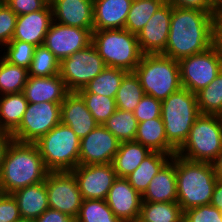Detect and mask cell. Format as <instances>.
<instances>
[{
  "instance_id": "1",
  "label": "cell",
  "mask_w": 222,
  "mask_h": 222,
  "mask_svg": "<svg viewBox=\"0 0 222 222\" xmlns=\"http://www.w3.org/2000/svg\"><path fill=\"white\" fill-rule=\"evenodd\" d=\"M214 13L172 6L165 56L179 61L214 45Z\"/></svg>"
},
{
  "instance_id": "2",
  "label": "cell",
  "mask_w": 222,
  "mask_h": 222,
  "mask_svg": "<svg viewBox=\"0 0 222 222\" xmlns=\"http://www.w3.org/2000/svg\"><path fill=\"white\" fill-rule=\"evenodd\" d=\"M48 170L35 143L11 140L0 169V193L14 191L45 181Z\"/></svg>"
},
{
  "instance_id": "3",
  "label": "cell",
  "mask_w": 222,
  "mask_h": 222,
  "mask_svg": "<svg viewBox=\"0 0 222 222\" xmlns=\"http://www.w3.org/2000/svg\"><path fill=\"white\" fill-rule=\"evenodd\" d=\"M177 202L182 211L209 205L217 178L209 162L191 161L175 154Z\"/></svg>"
},
{
  "instance_id": "4",
  "label": "cell",
  "mask_w": 222,
  "mask_h": 222,
  "mask_svg": "<svg viewBox=\"0 0 222 222\" xmlns=\"http://www.w3.org/2000/svg\"><path fill=\"white\" fill-rule=\"evenodd\" d=\"M201 115L197 95L181 87L161 101V119L168 143L178 151L187 140L191 127Z\"/></svg>"
},
{
  "instance_id": "5",
  "label": "cell",
  "mask_w": 222,
  "mask_h": 222,
  "mask_svg": "<svg viewBox=\"0 0 222 222\" xmlns=\"http://www.w3.org/2000/svg\"><path fill=\"white\" fill-rule=\"evenodd\" d=\"M134 73L144 93L160 101L182 87L179 62L163 54H143Z\"/></svg>"
},
{
  "instance_id": "6",
  "label": "cell",
  "mask_w": 222,
  "mask_h": 222,
  "mask_svg": "<svg viewBox=\"0 0 222 222\" xmlns=\"http://www.w3.org/2000/svg\"><path fill=\"white\" fill-rule=\"evenodd\" d=\"M92 44L106 66L127 72H134L143 55L137 35L126 29L94 30Z\"/></svg>"
},
{
  "instance_id": "7",
  "label": "cell",
  "mask_w": 222,
  "mask_h": 222,
  "mask_svg": "<svg viewBox=\"0 0 222 222\" xmlns=\"http://www.w3.org/2000/svg\"><path fill=\"white\" fill-rule=\"evenodd\" d=\"M35 144L49 172L72 171L79 165L80 138L62 122Z\"/></svg>"
},
{
  "instance_id": "8",
  "label": "cell",
  "mask_w": 222,
  "mask_h": 222,
  "mask_svg": "<svg viewBox=\"0 0 222 222\" xmlns=\"http://www.w3.org/2000/svg\"><path fill=\"white\" fill-rule=\"evenodd\" d=\"M221 152V116L201 114L195 120L187 140L176 154L191 161L211 163Z\"/></svg>"
},
{
  "instance_id": "9",
  "label": "cell",
  "mask_w": 222,
  "mask_h": 222,
  "mask_svg": "<svg viewBox=\"0 0 222 222\" xmlns=\"http://www.w3.org/2000/svg\"><path fill=\"white\" fill-rule=\"evenodd\" d=\"M178 62L182 87L197 94L222 70V52L213 45L202 53L182 58Z\"/></svg>"
},
{
  "instance_id": "10",
  "label": "cell",
  "mask_w": 222,
  "mask_h": 222,
  "mask_svg": "<svg viewBox=\"0 0 222 222\" xmlns=\"http://www.w3.org/2000/svg\"><path fill=\"white\" fill-rule=\"evenodd\" d=\"M62 102L28 103L20 125L11 133L12 140L35 143L61 122Z\"/></svg>"
},
{
  "instance_id": "11",
  "label": "cell",
  "mask_w": 222,
  "mask_h": 222,
  "mask_svg": "<svg viewBox=\"0 0 222 222\" xmlns=\"http://www.w3.org/2000/svg\"><path fill=\"white\" fill-rule=\"evenodd\" d=\"M106 67L102 57L91 43L60 62L59 75L69 92H78Z\"/></svg>"
},
{
  "instance_id": "12",
  "label": "cell",
  "mask_w": 222,
  "mask_h": 222,
  "mask_svg": "<svg viewBox=\"0 0 222 222\" xmlns=\"http://www.w3.org/2000/svg\"><path fill=\"white\" fill-rule=\"evenodd\" d=\"M49 208L77 217L82 196L71 171L48 172L45 178Z\"/></svg>"
},
{
  "instance_id": "13",
  "label": "cell",
  "mask_w": 222,
  "mask_h": 222,
  "mask_svg": "<svg viewBox=\"0 0 222 222\" xmlns=\"http://www.w3.org/2000/svg\"><path fill=\"white\" fill-rule=\"evenodd\" d=\"M93 29L66 26L52 22L43 45L61 62L74 52L86 48L92 43Z\"/></svg>"
},
{
  "instance_id": "14",
  "label": "cell",
  "mask_w": 222,
  "mask_h": 222,
  "mask_svg": "<svg viewBox=\"0 0 222 222\" xmlns=\"http://www.w3.org/2000/svg\"><path fill=\"white\" fill-rule=\"evenodd\" d=\"M119 145L120 141L103 125L98 124L90 133L80 139L79 164L112 163Z\"/></svg>"
},
{
  "instance_id": "15",
  "label": "cell",
  "mask_w": 222,
  "mask_h": 222,
  "mask_svg": "<svg viewBox=\"0 0 222 222\" xmlns=\"http://www.w3.org/2000/svg\"><path fill=\"white\" fill-rule=\"evenodd\" d=\"M76 177L82 199L106 200L108 192L117 178L112 163L78 165L71 171Z\"/></svg>"
},
{
  "instance_id": "16",
  "label": "cell",
  "mask_w": 222,
  "mask_h": 222,
  "mask_svg": "<svg viewBox=\"0 0 222 222\" xmlns=\"http://www.w3.org/2000/svg\"><path fill=\"white\" fill-rule=\"evenodd\" d=\"M171 15L172 5L166 1L139 31L137 39L143 54H162L165 51Z\"/></svg>"
},
{
  "instance_id": "17",
  "label": "cell",
  "mask_w": 222,
  "mask_h": 222,
  "mask_svg": "<svg viewBox=\"0 0 222 222\" xmlns=\"http://www.w3.org/2000/svg\"><path fill=\"white\" fill-rule=\"evenodd\" d=\"M107 205L122 222H137L140 214L142 195L126 178L117 177L106 197Z\"/></svg>"
},
{
  "instance_id": "18",
  "label": "cell",
  "mask_w": 222,
  "mask_h": 222,
  "mask_svg": "<svg viewBox=\"0 0 222 222\" xmlns=\"http://www.w3.org/2000/svg\"><path fill=\"white\" fill-rule=\"evenodd\" d=\"M50 5L54 22L93 29V0H50Z\"/></svg>"
},
{
  "instance_id": "19",
  "label": "cell",
  "mask_w": 222,
  "mask_h": 222,
  "mask_svg": "<svg viewBox=\"0 0 222 222\" xmlns=\"http://www.w3.org/2000/svg\"><path fill=\"white\" fill-rule=\"evenodd\" d=\"M52 22L50 3L40 11L18 16L12 40L28 42L35 46L43 45Z\"/></svg>"
},
{
  "instance_id": "20",
  "label": "cell",
  "mask_w": 222,
  "mask_h": 222,
  "mask_svg": "<svg viewBox=\"0 0 222 222\" xmlns=\"http://www.w3.org/2000/svg\"><path fill=\"white\" fill-rule=\"evenodd\" d=\"M61 122L69 126L80 139L98 125L78 92H69L61 103Z\"/></svg>"
},
{
  "instance_id": "21",
  "label": "cell",
  "mask_w": 222,
  "mask_h": 222,
  "mask_svg": "<svg viewBox=\"0 0 222 222\" xmlns=\"http://www.w3.org/2000/svg\"><path fill=\"white\" fill-rule=\"evenodd\" d=\"M23 93L28 103L63 102L69 90L60 75L49 77L29 76Z\"/></svg>"
},
{
  "instance_id": "22",
  "label": "cell",
  "mask_w": 222,
  "mask_h": 222,
  "mask_svg": "<svg viewBox=\"0 0 222 222\" xmlns=\"http://www.w3.org/2000/svg\"><path fill=\"white\" fill-rule=\"evenodd\" d=\"M133 0H93V31L124 29Z\"/></svg>"
},
{
  "instance_id": "23",
  "label": "cell",
  "mask_w": 222,
  "mask_h": 222,
  "mask_svg": "<svg viewBox=\"0 0 222 222\" xmlns=\"http://www.w3.org/2000/svg\"><path fill=\"white\" fill-rule=\"evenodd\" d=\"M177 201L175 155L160 169L142 194V202Z\"/></svg>"
},
{
  "instance_id": "24",
  "label": "cell",
  "mask_w": 222,
  "mask_h": 222,
  "mask_svg": "<svg viewBox=\"0 0 222 222\" xmlns=\"http://www.w3.org/2000/svg\"><path fill=\"white\" fill-rule=\"evenodd\" d=\"M12 195L22 219L34 220L49 208L45 181L20 188Z\"/></svg>"
},
{
  "instance_id": "25",
  "label": "cell",
  "mask_w": 222,
  "mask_h": 222,
  "mask_svg": "<svg viewBox=\"0 0 222 222\" xmlns=\"http://www.w3.org/2000/svg\"><path fill=\"white\" fill-rule=\"evenodd\" d=\"M134 141L139 142L151 151L175 155L177 151L168 143L164 124L161 118H154L138 123Z\"/></svg>"
},
{
  "instance_id": "26",
  "label": "cell",
  "mask_w": 222,
  "mask_h": 222,
  "mask_svg": "<svg viewBox=\"0 0 222 222\" xmlns=\"http://www.w3.org/2000/svg\"><path fill=\"white\" fill-rule=\"evenodd\" d=\"M152 151L136 141L120 142L112 165L117 177L126 178Z\"/></svg>"
},
{
  "instance_id": "27",
  "label": "cell",
  "mask_w": 222,
  "mask_h": 222,
  "mask_svg": "<svg viewBox=\"0 0 222 222\" xmlns=\"http://www.w3.org/2000/svg\"><path fill=\"white\" fill-rule=\"evenodd\" d=\"M171 158L170 154L152 151L126 179L142 195L154 176Z\"/></svg>"
},
{
  "instance_id": "28",
  "label": "cell",
  "mask_w": 222,
  "mask_h": 222,
  "mask_svg": "<svg viewBox=\"0 0 222 222\" xmlns=\"http://www.w3.org/2000/svg\"><path fill=\"white\" fill-rule=\"evenodd\" d=\"M28 101L23 92L0 96V130L12 133L21 123Z\"/></svg>"
},
{
  "instance_id": "29",
  "label": "cell",
  "mask_w": 222,
  "mask_h": 222,
  "mask_svg": "<svg viewBox=\"0 0 222 222\" xmlns=\"http://www.w3.org/2000/svg\"><path fill=\"white\" fill-rule=\"evenodd\" d=\"M137 222H183V211L175 202H142Z\"/></svg>"
},
{
  "instance_id": "30",
  "label": "cell",
  "mask_w": 222,
  "mask_h": 222,
  "mask_svg": "<svg viewBox=\"0 0 222 222\" xmlns=\"http://www.w3.org/2000/svg\"><path fill=\"white\" fill-rule=\"evenodd\" d=\"M128 72L106 66L104 70L91 80L78 93H96L107 97L115 98L121 81Z\"/></svg>"
},
{
  "instance_id": "31",
  "label": "cell",
  "mask_w": 222,
  "mask_h": 222,
  "mask_svg": "<svg viewBox=\"0 0 222 222\" xmlns=\"http://www.w3.org/2000/svg\"><path fill=\"white\" fill-rule=\"evenodd\" d=\"M165 2L166 0H133L125 21L124 29L137 35L158 8Z\"/></svg>"
},
{
  "instance_id": "32",
  "label": "cell",
  "mask_w": 222,
  "mask_h": 222,
  "mask_svg": "<svg viewBox=\"0 0 222 222\" xmlns=\"http://www.w3.org/2000/svg\"><path fill=\"white\" fill-rule=\"evenodd\" d=\"M144 95L139 78L134 72H128L122 79L116 93V107L120 110L133 112Z\"/></svg>"
},
{
  "instance_id": "33",
  "label": "cell",
  "mask_w": 222,
  "mask_h": 222,
  "mask_svg": "<svg viewBox=\"0 0 222 222\" xmlns=\"http://www.w3.org/2000/svg\"><path fill=\"white\" fill-rule=\"evenodd\" d=\"M120 142L134 141L138 121L132 111L116 109V111L103 123Z\"/></svg>"
},
{
  "instance_id": "34",
  "label": "cell",
  "mask_w": 222,
  "mask_h": 222,
  "mask_svg": "<svg viewBox=\"0 0 222 222\" xmlns=\"http://www.w3.org/2000/svg\"><path fill=\"white\" fill-rule=\"evenodd\" d=\"M28 77V69L13 65L0 55V96L23 92Z\"/></svg>"
},
{
  "instance_id": "35",
  "label": "cell",
  "mask_w": 222,
  "mask_h": 222,
  "mask_svg": "<svg viewBox=\"0 0 222 222\" xmlns=\"http://www.w3.org/2000/svg\"><path fill=\"white\" fill-rule=\"evenodd\" d=\"M201 114L222 115V70L215 79L197 94Z\"/></svg>"
},
{
  "instance_id": "36",
  "label": "cell",
  "mask_w": 222,
  "mask_h": 222,
  "mask_svg": "<svg viewBox=\"0 0 222 222\" xmlns=\"http://www.w3.org/2000/svg\"><path fill=\"white\" fill-rule=\"evenodd\" d=\"M76 222H122L107 205L106 200L84 199Z\"/></svg>"
},
{
  "instance_id": "37",
  "label": "cell",
  "mask_w": 222,
  "mask_h": 222,
  "mask_svg": "<svg viewBox=\"0 0 222 222\" xmlns=\"http://www.w3.org/2000/svg\"><path fill=\"white\" fill-rule=\"evenodd\" d=\"M60 61L44 45L36 46L28 76L49 77L59 75Z\"/></svg>"
},
{
  "instance_id": "38",
  "label": "cell",
  "mask_w": 222,
  "mask_h": 222,
  "mask_svg": "<svg viewBox=\"0 0 222 222\" xmlns=\"http://www.w3.org/2000/svg\"><path fill=\"white\" fill-rule=\"evenodd\" d=\"M98 124L103 123L116 111L115 98L96 93H79Z\"/></svg>"
},
{
  "instance_id": "39",
  "label": "cell",
  "mask_w": 222,
  "mask_h": 222,
  "mask_svg": "<svg viewBox=\"0 0 222 222\" xmlns=\"http://www.w3.org/2000/svg\"><path fill=\"white\" fill-rule=\"evenodd\" d=\"M35 48L36 46L31 43L20 40H11L0 51H4L1 56L9 63L29 69Z\"/></svg>"
},
{
  "instance_id": "40",
  "label": "cell",
  "mask_w": 222,
  "mask_h": 222,
  "mask_svg": "<svg viewBox=\"0 0 222 222\" xmlns=\"http://www.w3.org/2000/svg\"><path fill=\"white\" fill-rule=\"evenodd\" d=\"M183 222H222V210L211 204L193 207L183 211Z\"/></svg>"
},
{
  "instance_id": "41",
  "label": "cell",
  "mask_w": 222,
  "mask_h": 222,
  "mask_svg": "<svg viewBox=\"0 0 222 222\" xmlns=\"http://www.w3.org/2000/svg\"><path fill=\"white\" fill-rule=\"evenodd\" d=\"M17 17L6 3L0 5V49L12 40Z\"/></svg>"
},
{
  "instance_id": "42",
  "label": "cell",
  "mask_w": 222,
  "mask_h": 222,
  "mask_svg": "<svg viewBox=\"0 0 222 222\" xmlns=\"http://www.w3.org/2000/svg\"><path fill=\"white\" fill-rule=\"evenodd\" d=\"M138 123L154 118H161V101L145 94L133 111Z\"/></svg>"
},
{
  "instance_id": "43",
  "label": "cell",
  "mask_w": 222,
  "mask_h": 222,
  "mask_svg": "<svg viewBox=\"0 0 222 222\" xmlns=\"http://www.w3.org/2000/svg\"><path fill=\"white\" fill-rule=\"evenodd\" d=\"M22 218L12 194L0 193V222H18Z\"/></svg>"
},
{
  "instance_id": "44",
  "label": "cell",
  "mask_w": 222,
  "mask_h": 222,
  "mask_svg": "<svg viewBox=\"0 0 222 222\" xmlns=\"http://www.w3.org/2000/svg\"><path fill=\"white\" fill-rule=\"evenodd\" d=\"M7 6L15 12L17 16L40 11L49 3V0H6Z\"/></svg>"
},
{
  "instance_id": "45",
  "label": "cell",
  "mask_w": 222,
  "mask_h": 222,
  "mask_svg": "<svg viewBox=\"0 0 222 222\" xmlns=\"http://www.w3.org/2000/svg\"><path fill=\"white\" fill-rule=\"evenodd\" d=\"M169 4L179 8L198 9L201 11H215L216 5L211 0H166Z\"/></svg>"
},
{
  "instance_id": "46",
  "label": "cell",
  "mask_w": 222,
  "mask_h": 222,
  "mask_svg": "<svg viewBox=\"0 0 222 222\" xmlns=\"http://www.w3.org/2000/svg\"><path fill=\"white\" fill-rule=\"evenodd\" d=\"M34 222H76V218L58 210L48 208Z\"/></svg>"
},
{
  "instance_id": "47",
  "label": "cell",
  "mask_w": 222,
  "mask_h": 222,
  "mask_svg": "<svg viewBox=\"0 0 222 222\" xmlns=\"http://www.w3.org/2000/svg\"><path fill=\"white\" fill-rule=\"evenodd\" d=\"M214 45L222 52V8L214 13Z\"/></svg>"
},
{
  "instance_id": "48",
  "label": "cell",
  "mask_w": 222,
  "mask_h": 222,
  "mask_svg": "<svg viewBox=\"0 0 222 222\" xmlns=\"http://www.w3.org/2000/svg\"><path fill=\"white\" fill-rule=\"evenodd\" d=\"M210 204L215 208L222 210V180L217 179Z\"/></svg>"
},
{
  "instance_id": "49",
  "label": "cell",
  "mask_w": 222,
  "mask_h": 222,
  "mask_svg": "<svg viewBox=\"0 0 222 222\" xmlns=\"http://www.w3.org/2000/svg\"><path fill=\"white\" fill-rule=\"evenodd\" d=\"M11 140L12 136L10 133L0 130V169L3 162L4 153Z\"/></svg>"
},
{
  "instance_id": "50",
  "label": "cell",
  "mask_w": 222,
  "mask_h": 222,
  "mask_svg": "<svg viewBox=\"0 0 222 222\" xmlns=\"http://www.w3.org/2000/svg\"><path fill=\"white\" fill-rule=\"evenodd\" d=\"M215 177L222 180V152L211 162Z\"/></svg>"
},
{
  "instance_id": "51",
  "label": "cell",
  "mask_w": 222,
  "mask_h": 222,
  "mask_svg": "<svg viewBox=\"0 0 222 222\" xmlns=\"http://www.w3.org/2000/svg\"><path fill=\"white\" fill-rule=\"evenodd\" d=\"M18 222H34V220H29V219H21Z\"/></svg>"
},
{
  "instance_id": "52",
  "label": "cell",
  "mask_w": 222,
  "mask_h": 222,
  "mask_svg": "<svg viewBox=\"0 0 222 222\" xmlns=\"http://www.w3.org/2000/svg\"><path fill=\"white\" fill-rule=\"evenodd\" d=\"M216 6L219 4L220 0H211Z\"/></svg>"
},
{
  "instance_id": "53",
  "label": "cell",
  "mask_w": 222,
  "mask_h": 222,
  "mask_svg": "<svg viewBox=\"0 0 222 222\" xmlns=\"http://www.w3.org/2000/svg\"><path fill=\"white\" fill-rule=\"evenodd\" d=\"M216 8H222V0H220L219 4L216 6Z\"/></svg>"
},
{
  "instance_id": "54",
  "label": "cell",
  "mask_w": 222,
  "mask_h": 222,
  "mask_svg": "<svg viewBox=\"0 0 222 222\" xmlns=\"http://www.w3.org/2000/svg\"><path fill=\"white\" fill-rule=\"evenodd\" d=\"M0 2H1V3H5V2H6V0H0Z\"/></svg>"
}]
</instances>
